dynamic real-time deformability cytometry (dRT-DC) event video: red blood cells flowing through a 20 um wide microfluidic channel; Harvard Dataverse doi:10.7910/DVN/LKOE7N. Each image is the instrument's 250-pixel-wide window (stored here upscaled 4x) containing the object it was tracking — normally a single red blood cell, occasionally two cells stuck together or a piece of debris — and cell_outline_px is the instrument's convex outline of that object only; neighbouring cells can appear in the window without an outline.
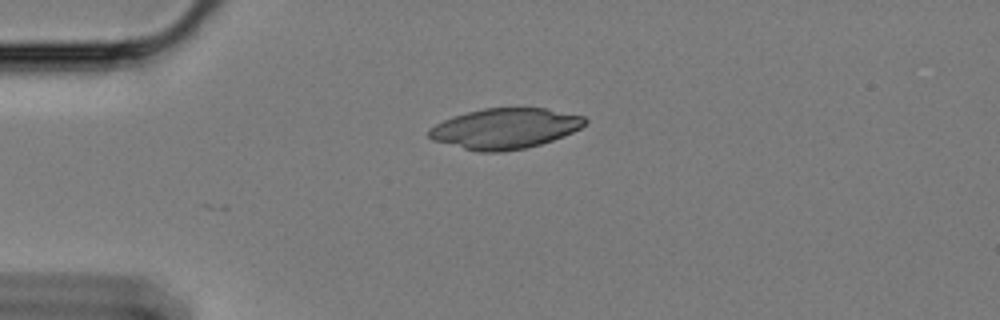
{"species": "Egyptian fruit bat (a non-hibernating species)", "species_latin": "Rousettus aegyptiacus", "temperature_condition": "cold", "stored_images_in_passage": 6, "camera_frame_rate_fps": 3000, "um_per_image_px": 0.085, "animal": {"sex": "female"}, "frame": {"image": 1, "passage_image": 1, "time_ms": 0.0, "image_size_px": [1000, 320], "cell_outline_px": [[588, 120], [580, 128], [572, 132], [552, 140], [540, 144], [524, 148], [500, 152], [480, 152], [432, 140], [428, 136], [428, 128], [452, 116], [484, 108], [544, 108], [584, 116]], "centroid_in_image_um": [42.91, 10.92], "position_along_channel_um": 42.1, "area_um2": 36.47}}